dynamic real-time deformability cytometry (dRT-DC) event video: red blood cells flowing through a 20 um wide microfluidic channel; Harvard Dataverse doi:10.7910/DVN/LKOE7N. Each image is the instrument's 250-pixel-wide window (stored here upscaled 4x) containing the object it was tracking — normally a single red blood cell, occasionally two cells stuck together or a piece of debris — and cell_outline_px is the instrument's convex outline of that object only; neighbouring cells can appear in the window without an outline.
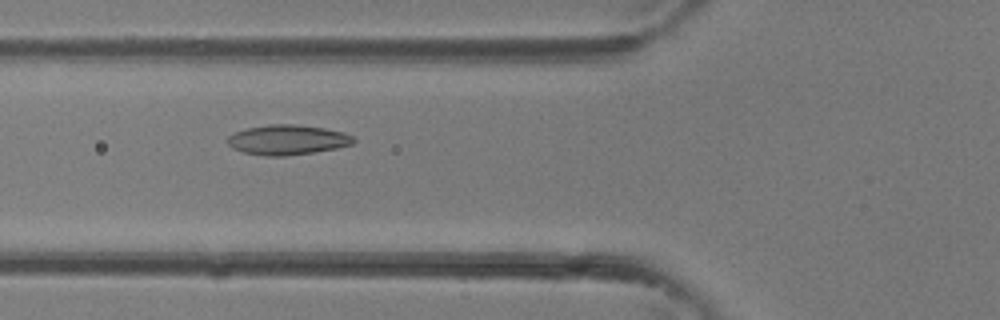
{"species": "common noctule bat (a hibernating species)", "species_latin": "Nyctalus noctula", "temperature_condition": "room temperature", "stored_images_in_passage": 37, "camera_frame_rate_fps": 3000, "um_per_image_px": 0.085, "animal": {"sex": "female"}, "frame": {"image": 1, "passage_image": 14, "time_ms": 4.333, "image_size_px": [1000, 320], "cell_outline_px": [[356, 140], [352, 144], [336, 148], [312, 152], [284, 156], [264, 156], [244, 152], [232, 148], [228, 144], [228, 136], [236, 132], [248, 128], [268, 124], [292, 124], [324, 128], [344, 132], [352, 136]], "centroid_in_image_um": [24.43, 11.88], "position_along_channel_um": 101.4, "area_um2": 21.79}}
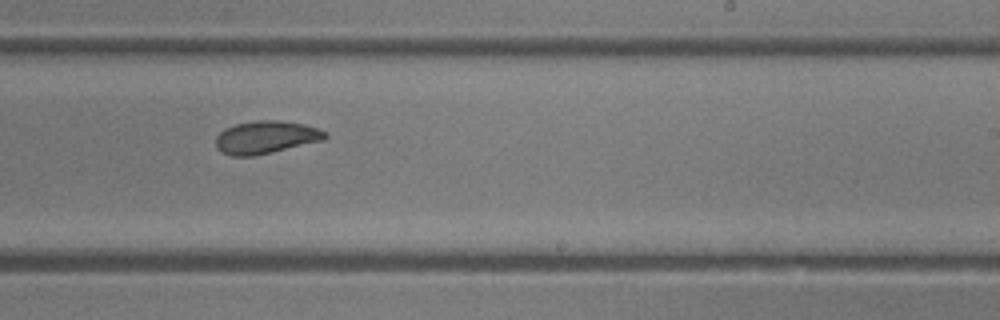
{"frame": {"image": 2, "passage_image": 23, "time_ms": 7.333, "image_size_px": [1000, 320], "cell_outline_px": [[328, 136], [324, 140], [252, 156], [232, 156], [220, 152], [216, 148], [216, 136], [224, 128], [236, 124], [256, 120], [276, 120], [304, 124], [328, 132]], "centroid_in_image_um": [22.58, 11.66], "position_along_channel_um": 266.4, "area_um2": 20.81}}
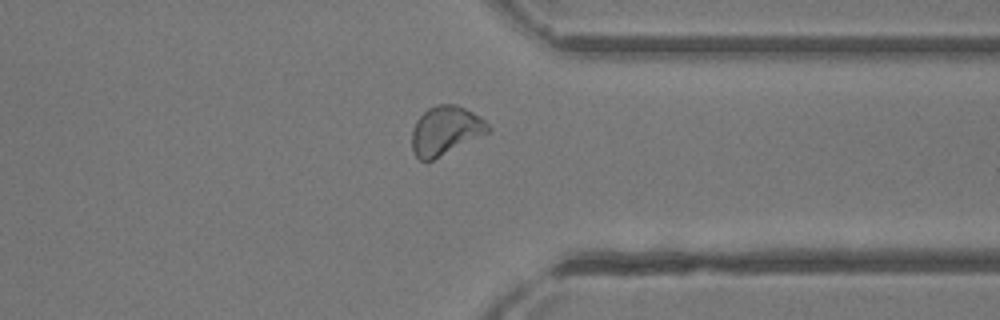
{"frame": {"image": 3, "passage_image": 29, "time_ms": 9.333, "image_size_px": [1000, 320], "cell_outline_px": [[492, 132], [432, 160], [420, 160], [416, 156], [412, 148], [412, 128], [416, 120], [428, 108], [436, 104], [456, 104], [480, 116], [492, 128]], "centroid_in_image_um": [37.9, 11.09], "position_along_channel_um": 373.5, "area_um2": 21.85}}